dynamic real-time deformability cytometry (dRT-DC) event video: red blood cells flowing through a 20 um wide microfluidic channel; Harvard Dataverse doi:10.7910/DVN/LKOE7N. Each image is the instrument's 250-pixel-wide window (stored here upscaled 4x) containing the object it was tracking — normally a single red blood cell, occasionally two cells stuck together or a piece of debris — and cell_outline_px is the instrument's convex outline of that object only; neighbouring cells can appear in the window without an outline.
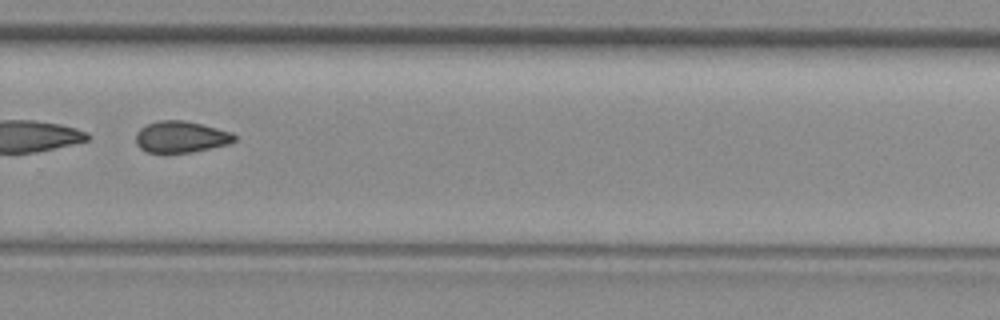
{"species": "common noctule bat (a hibernating species)", "species_latin": "Nyctalus noctula", "temperature_condition": "room temperature", "stored_images_in_passage": 29, "camera_frame_rate_fps": 3000, "um_per_image_px": 0.085, "animal": {"sex": "female", "body_mass_g": 29.2, "forearm_length_mm": 56.3}, "frame": {"image": 1, "passage_image": 17, "time_ms": 5.333, "image_size_px": [1000, 320], "cell_outline_px": [[236, 140], [228, 144], [188, 152], [148, 152], [140, 148], [136, 144], [136, 132], [144, 124], [160, 120], [184, 120], [204, 124], [232, 132], [236, 136]], "centroid_in_image_um": [15.36, 11.61], "position_along_channel_um": 314.4, "area_um2": 18.09}}